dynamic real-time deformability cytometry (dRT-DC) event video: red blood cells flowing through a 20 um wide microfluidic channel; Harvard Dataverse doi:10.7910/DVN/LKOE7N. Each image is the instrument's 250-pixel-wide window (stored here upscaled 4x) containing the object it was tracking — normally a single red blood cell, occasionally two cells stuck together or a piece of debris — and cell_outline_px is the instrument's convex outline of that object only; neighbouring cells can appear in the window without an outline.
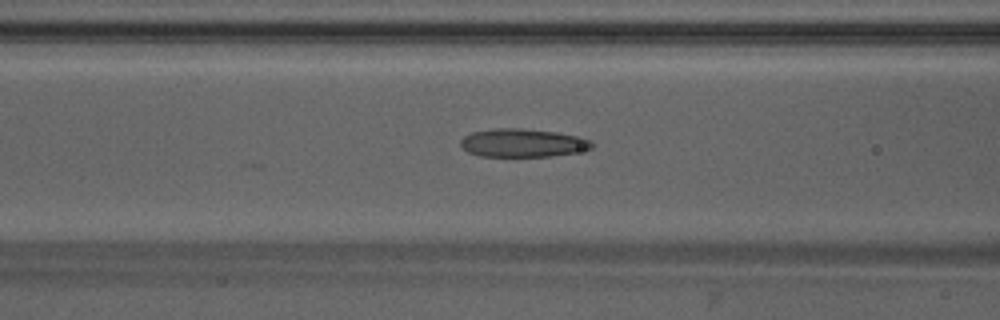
{"species": "Egyptian fruit bat (a non-hibernating species)", "species_latin": "Rousettus aegyptiacus", "temperature_condition": "warm", "stored_images_in_passage": 14, "camera_frame_rate_fps": 3000, "um_per_image_px": 0.085, "animal": {"sex": "male"}, "frame": {"image": 1, "passage_image": 9, "time_ms": 2.667, "image_size_px": [1000, 320], "cell_outline_px": [[596, 144], [592, 148], [576, 152], [548, 156], [480, 156], [468, 152], [460, 144], [460, 140], [464, 136], [472, 132], [496, 128], [520, 128], [556, 132], [580, 136], [592, 140]], "centroid_in_image_um": [44.46, 12.14], "position_along_channel_um": 122.1, "area_um2": 21.68}}
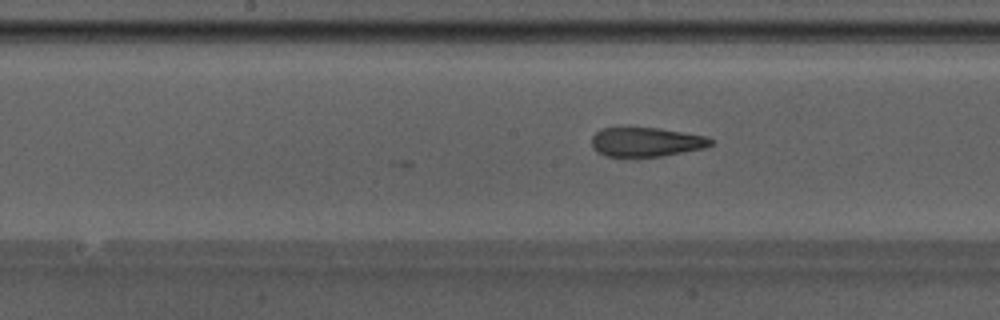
{"frame": {"image": 2, "passage_image": 14, "time_ms": 4.333, "image_size_px": [1000, 320], "cell_outline_px": [[712, 144], [704, 148], [664, 156], [604, 156], [596, 152], [592, 148], [592, 136], [600, 128], [660, 128], [708, 136], [712, 140]], "centroid_in_image_um": [54.92, 12.07], "position_along_channel_um": 193.3, "area_um2": 20.35}}